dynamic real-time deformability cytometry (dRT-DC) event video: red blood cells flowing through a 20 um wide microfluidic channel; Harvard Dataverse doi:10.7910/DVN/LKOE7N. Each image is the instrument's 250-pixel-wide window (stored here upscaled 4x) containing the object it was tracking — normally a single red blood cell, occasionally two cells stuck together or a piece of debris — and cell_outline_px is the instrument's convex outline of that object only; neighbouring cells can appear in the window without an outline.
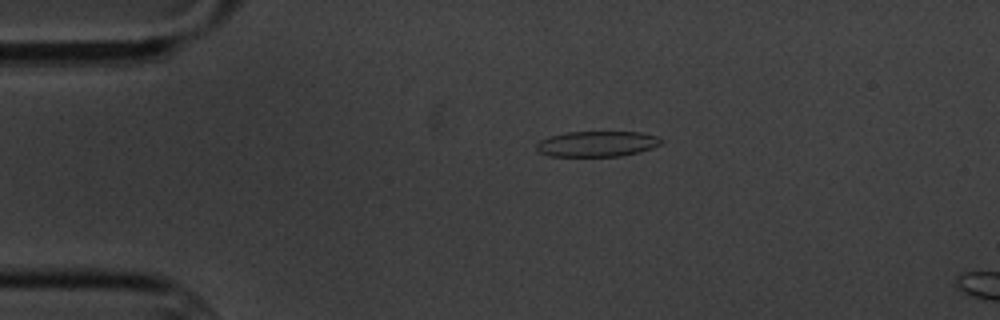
{"species": "common noctule bat (a hibernating species)", "species_latin": "Nyctalus noctula", "temperature_condition": "cold", "stored_images_in_passage": 3, "camera_frame_rate_fps": 3000, "um_per_image_px": 0.085, "animal": {"sex": "male", "body_mass_g": 20.1, "forearm_length_mm": 53.5}, "frame": {"image": 1, "passage_image": 1, "time_ms": 0.0, "image_size_px": [1000, 320], "cell_outline_px": [[664, 140], [660, 144], [652, 148], [640, 152], [620, 156], [548, 156], [536, 152], [536, 144], [540, 140], [548, 136], [568, 132], [640, 132], [660, 136]], "centroid_in_image_um": [50.74, 12.23], "position_along_channel_um": 34.3, "area_um2": 18.84}}